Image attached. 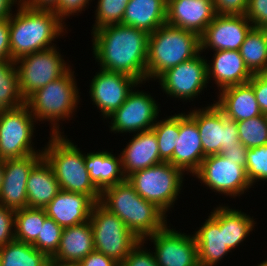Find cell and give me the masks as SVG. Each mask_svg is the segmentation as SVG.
<instances>
[{"mask_svg":"<svg viewBox=\"0 0 267 266\" xmlns=\"http://www.w3.org/2000/svg\"><path fill=\"white\" fill-rule=\"evenodd\" d=\"M200 132L204 157L221 153L239 141L237 122L228 119L215 104L188 112Z\"/></svg>","mask_w":267,"mask_h":266,"instance_id":"7c38bea8","label":"cell"},{"mask_svg":"<svg viewBox=\"0 0 267 266\" xmlns=\"http://www.w3.org/2000/svg\"><path fill=\"white\" fill-rule=\"evenodd\" d=\"M47 214L45 209L22 208L15 211V240L33 244L40 234Z\"/></svg>","mask_w":267,"mask_h":266,"instance_id":"836d02e7","label":"cell"},{"mask_svg":"<svg viewBox=\"0 0 267 266\" xmlns=\"http://www.w3.org/2000/svg\"><path fill=\"white\" fill-rule=\"evenodd\" d=\"M94 240L91 223L63 228L56 254L58 262H80L94 251Z\"/></svg>","mask_w":267,"mask_h":266,"instance_id":"83f0119b","label":"cell"},{"mask_svg":"<svg viewBox=\"0 0 267 266\" xmlns=\"http://www.w3.org/2000/svg\"><path fill=\"white\" fill-rule=\"evenodd\" d=\"M62 231L63 228L60 225L47 217L41 225L37 240L32 245L47 257H53L59 247Z\"/></svg>","mask_w":267,"mask_h":266,"instance_id":"74e56055","label":"cell"},{"mask_svg":"<svg viewBox=\"0 0 267 266\" xmlns=\"http://www.w3.org/2000/svg\"><path fill=\"white\" fill-rule=\"evenodd\" d=\"M89 222L93 231L94 249L119 264L140 242L123 221L100 202L92 207Z\"/></svg>","mask_w":267,"mask_h":266,"instance_id":"ba28073f","label":"cell"},{"mask_svg":"<svg viewBox=\"0 0 267 266\" xmlns=\"http://www.w3.org/2000/svg\"><path fill=\"white\" fill-rule=\"evenodd\" d=\"M252 27L246 15L216 14L200 36L201 52L208 47L214 51L240 50Z\"/></svg>","mask_w":267,"mask_h":266,"instance_id":"e0dca14e","label":"cell"},{"mask_svg":"<svg viewBox=\"0 0 267 266\" xmlns=\"http://www.w3.org/2000/svg\"><path fill=\"white\" fill-rule=\"evenodd\" d=\"M253 27L264 28L267 26V0H248L245 13Z\"/></svg>","mask_w":267,"mask_h":266,"instance_id":"b9f144b4","label":"cell"},{"mask_svg":"<svg viewBox=\"0 0 267 266\" xmlns=\"http://www.w3.org/2000/svg\"><path fill=\"white\" fill-rule=\"evenodd\" d=\"M20 0H0V20L9 18L12 14L11 7ZM11 12V13H10Z\"/></svg>","mask_w":267,"mask_h":266,"instance_id":"f907efd6","label":"cell"},{"mask_svg":"<svg viewBox=\"0 0 267 266\" xmlns=\"http://www.w3.org/2000/svg\"><path fill=\"white\" fill-rule=\"evenodd\" d=\"M219 91V99L215 104L228 119L238 122L262 115L253 87L249 83L229 86Z\"/></svg>","mask_w":267,"mask_h":266,"instance_id":"cb8c5ba5","label":"cell"},{"mask_svg":"<svg viewBox=\"0 0 267 266\" xmlns=\"http://www.w3.org/2000/svg\"><path fill=\"white\" fill-rule=\"evenodd\" d=\"M3 174H4L3 160H0V188L3 182Z\"/></svg>","mask_w":267,"mask_h":266,"instance_id":"db71d44e","label":"cell"},{"mask_svg":"<svg viewBox=\"0 0 267 266\" xmlns=\"http://www.w3.org/2000/svg\"><path fill=\"white\" fill-rule=\"evenodd\" d=\"M204 159L197 123L189 114L181 113L179 138H177L173 157L168 162L194 176Z\"/></svg>","mask_w":267,"mask_h":266,"instance_id":"ffe728a7","label":"cell"},{"mask_svg":"<svg viewBox=\"0 0 267 266\" xmlns=\"http://www.w3.org/2000/svg\"><path fill=\"white\" fill-rule=\"evenodd\" d=\"M144 242L141 240L128 254L120 266H158L153 252L142 248Z\"/></svg>","mask_w":267,"mask_h":266,"instance_id":"60d3db41","label":"cell"},{"mask_svg":"<svg viewBox=\"0 0 267 266\" xmlns=\"http://www.w3.org/2000/svg\"><path fill=\"white\" fill-rule=\"evenodd\" d=\"M48 145L42 150L43 158L52 167L60 189L82 193L95 203L100 202L101 191L90 179L85 167V154L62 134L50 135Z\"/></svg>","mask_w":267,"mask_h":266,"instance_id":"5b68a950","label":"cell"},{"mask_svg":"<svg viewBox=\"0 0 267 266\" xmlns=\"http://www.w3.org/2000/svg\"><path fill=\"white\" fill-rule=\"evenodd\" d=\"M129 0H98L95 24L92 31L108 25L122 24Z\"/></svg>","mask_w":267,"mask_h":266,"instance_id":"8d00e7d4","label":"cell"},{"mask_svg":"<svg viewBox=\"0 0 267 266\" xmlns=\"http://www.w3.org/2000/svg\"><path fill=\"white\" fill-rule=\"evenodd\" d=\"M15 65L21 94L25 100L36 90L60 78L70 69L56 47L26 54L15 60Z\"/></svg>","mask_w":267,"mask_h":266,"instance_id":"30bf717a","label":"cell"},{"mask_svg":"<svg viewBox=\"0 0 267 266\" xmlns=\"http://www.w3.org/2000/svg\"><path fill=\"white\" fill-rule=\"evenodd\" d=\"M18 6L9 17L11 60L55 47L52 41L64 33L65 22L52 9H34L21 2Z\"/></svg>","mask_w":267,"mask_h":266,"instance_id":"7a4b0ae2","label":"cell"},{"mask_svg":"<svg viewBox=\"0 0 267 266\" xmlns=\"http://www.w3.org/2000/svg\"><path fill=\"white\" fill-rule=\"evenodd\" d=\"M81 266H120L113 258L104 255L96 250L88 254L79 262Z\"/></svg>","mask_w":267,"mask_h":266,"instance_id":"c3c4849f","label":"cell"},{"mask_svg":"<svg viewBox=\"0 0 267 266\" xmlns=\"http://www.w3.org/2000/svg\"><path fill=\"white\" fill-rule=\"evenodd\" d=\"M42 158V154H33L23 158L3 160L4 174L0 188V205L14 211L28 207L26 191L28 176Z\"/></svg>","mask_w":267,"mask_h":266,"instance_id":"ac0fdd59","label":"cell"},{"mask_svg":"<svg viewBox=\"0 0 267 266\" xmlns=\"http://www.w3.org/2000/svg\"><path fill=\"white\" fill-rule=\"evenodd\" d=\"M249 215L228 206H219V228L223 231L224 243L231 251L244 241L256 222Z\"/></svg>","mask_w":267,"mask_h":266,"instance_id":"f546056e","label":"cell"},{"mask_svg":"<svg viewBox=\"0 0 267 266\" xmlns=\"http://www.w3.org/2000/svg\"><path fill=\"white\" fill-rule=\"evenodd\" d=\"M216 13L213 0H167L166 23L201 36Z\"/></svg>","mask_w":267,"mask_h":266,"instance_id":"d6986e66","label":"cell"},{"mask_svg":"<svg viewBox=\"0 0 267 266\" xmlns=\"http://www.w3.org/2000/svg\"><path fill=\"white\" fill-rule=\"evenodd\" d=\"M60 190L52 167L42 158L28 176L26 185L28 208L44 209Z\"/></svg>","mask_w":267,"mask_h":266,"instance_id":"4316f807","label":"cell"},{"mask_svg":"<svg viewBox=\"0 0 267 266\" xmlns=\"http://www.w3.org/2000/svg\"><path fill=\"white\" fill-rule=\"evenodd\" d=\"M167 0H129L122 24L148 34L166 23Z\"/></svg>","mask_w":267,"mask_h":266,"instance_id":"484cf974","label":"cell"},{"mask_svg":"<svg viewBox=\"0 0 267 266\" xmlns=\"http://www.w3.org/2000/svg\"><path fill=\"white\" fill-rule=\"evenodd\" d=\"M194 175L210 190L231 197L240 196L252 187L246 168L222 154L205 157Z\"/></svg>","mask_w":267,"mask_h":266,"instance_id":"8fae6325","label":"cell"},{"mask_svg":"<svg viewBox=\"0 0 267 266\" xmlns=\"http://www.w3.org/2000/svg\"><path fill=\"white\" fill-rule=\"evenodd\" d=\"M158 108L150 94L132 90L123 105L107 117L111 119L110 130L114 133L135 134L151 130L158 117Z\"/></svg>","mask_w":267,"mask_h":266,"instance_id":"5bb4252c","label":"cell"},{"mask_svg":"<svg viewBox=\"0 0 267 266\" xmlns=\"http://www.w3.org/2000/svg\"><path fill=\"white\" fill-rule=\"evenodd\" d=\"M72 69L60 78L36 90L26 99L35 120H50L52 135L61 134L59 120L69 119L79 104V91Z\"/></svg>","mask_w":267,"mask_h":266,"instance_id":"8992f818","label":"cell"},{"mask_svg":"<svg viewBox=\"0 0 267 266\" xmlns=\"http://www.w3.org/2000/svg\"><path fill=\"white\" fill-rule=\"evenodd\" d=\"M262 29H263V31H264V33H265V36H266V39H267V26L264 27V28H262Z\"/></svg>","mask_w":267,"mask_h":266,"instance_id":"9f6ffc18","label":"cell"},{"mask_svg":"<svg viewBox=\"0 0 267 266\" xmlns=\"http://www.w3.org/2000/svg\"><path fill=\"white\" fill-rule=\"evenodd\" d=\"M258 266H267V260H265L262 263L258 264Z\"/></svg>","mask_w":267,"mask_h":266,"instance_id":"11a10c76","label":"cell"},{"mask_svg":"<svg viewBox=\"0 0 267 266\" xmlns=\"http://www.w3.org/2000/svg\"><path fill=\"white\" fill-rule=\"evenodd\" d=\"M248 83L253 87L262 114L267 115V72L252 75Z\"/></svg>","mask_w":267,"mask_h":266,"instance_id":"7bdbcfd3","label":"cell"},{"mask_svg":"<svg viewBox=\"0 0 267 266\" xmlns=\"http://www.w3.org/2000/svg\"><path fill=\"white\" fill-rule=\"evenodd\" d=\"M133 136L120 154L126 178L135 171L164 162L159 156L158 141L152 129L138 132Z\"/></svg>","mask_w":267,"mask_h":266,"instance_id":"7402d4cb","label":"cell"},{"mask_svg":"<svg viewBox=\"0 0 267 266\" xmlns=\"http://www.w3.org/2000/svg\"><path fill=\"white\" fill-rule=\"evenodd\" d=\"M239 51L252 75L267 72V39L262 28L252 27Z\"/></svg>","mask_w":267,"mask_h":266,"instance_id":"4dcf8cb0","label":"cell"},{"mask_svg":"<svg viewBox=\"0 0 267 266\" xmlns=\"http://www.w3.org/2000/svg\"><path fill=\"white\" fill-rule=\"evenodd\" d=\"M216 14L245 15L248 0H213Z\"/></svg>","mask_w":267,"mask_h":266,"instance_id":"ee69618b","label":"cell"},{"mask_svg":"<svg viewBox=\"0 0 267 266\" xmlns=\"http://www.w3.org/2000/svg\"><path fill=\"white\" fill-rule=\"evenodd\" d=\"M220 154L227 159L236 161L237 164L242 165L243 167L246 166L247 148L240 141H238L235 146L222 148Z\"/></svg>","mask_w":267,"mask_h":266,"instance_id":"7dc6e473","label":"cell"},{"mask_svg":"<svg viewBox=\"0 0 267 266\" xmlns=\"http://www.w3.org/2000/svg\"><path fill=\"white\" fill-rule=\"evenodd\" d=\"M39 266H58V261L54 257H46Z\"/></svg>","mask_w":267,"mask_h":266,"instance_id":"816d5d0a","label":"cell"},{"mask_svg":"<svg viewBox=\"0 0 267 266\" xmlns=\"http://www.w3.org/2000/svg\"><path fill=\"white\" fill-rule=\"evenodd\" d=\"M183 174L184 172L173 164L162 162L135 171L126 180L143 199L156 204L166 213L180 194Z\"/></svg>","mask_w":267,"mask_h":266,"instance_id":"52a82bcc","label":"cell"},{"mask_svg":"<svg viewBox=\"0 0 267 266\" xmlns=\"http://www.w3.org/2000/svg\"><path fill=\"white\" fill-rule=\"evenodd\" d=\"M25 103L15 61H0V111L13 110Z\"/></svg>","mask_w":267,"mask_h":266,"instance_id":"1f68e13d","label":"cell"},{"mask_svg":"<svg viewBox=\"0 0 267 266\" xmlns=\"http://www.w3.org/2000/svg\"><path fill=\"white\" fill-rule=\"evenodd\" d=\"M34 120L26 104L13 110L0 111V160L42 154L32 146Z\"/></svg>","mask_w":267,"mask_h":266,"instance_id":"9c48e42d","label":"cell"},{"mask_svg":"<svg viewBox=\"0 0 267 266\" xmlns=\"http://www.w3.org/2000/svg\"><path fill=\"white\" fill-rule=\"evenodd\" d=\"M208 217L194 234L199 266H216L231 252L224 243L223 231L219 228V207L215 208Z\"/></svg>","mask_w":267,"mask_h":266,"instance_id":"603a6c76","label":"cell"},{"mask_svg":"<svg viewBox=\"0 0 267 266\" xmlns=\"http://www.w3.org/2000/svg\"><path fill=\"white\" fill-rule=\"evenodd\" d=\"M20 2L34 9H53L59 0H20Z\"/></svg>","mask_w":267,"mask_h":266,"instance_id":"681fc988","label":"cell"},{"mask_svg":"<svg viewBox=\"0 0 267 266\" xmlns=\"http://www.w3.org/2000/svg\"><path fill=\"white\" fill-rule=\"evenodd\" d=\"M139 83L126 74L100 69L90 84V99L102 112L103 118L109 117L126 101L128 94Z\"/></svg>","mask_w":267,"mask_h":266,"instance_id":"2e32d148","label":"cell"},{"mask_svg":"<svg viewBox=\"0 0 267 266\" xmlns=\"http://www.w3.org/2000/svg\"><path fill=\"white\" fill-rule=\"evenodd\" d=\"M152 130L158 141L159 156L164 162H168L173 157L177 138H179L180 114L156 121Z\"/></svg>","mask_w":267,"mask_h":266,"instance_id":"e575fe53","label":"cell"},{"mask_svg":"<svg viewBox=\"0 0 267 266\" xmlns=\"http://www.w3.org/2000/svg\"><path fill=\"white\" fill-rule=\"evenodd\" d=\"M15 240V211L0 205V247Z\"/></svg>","mask_w":267,"mask_h":266,"instance_id":"ab89813d","label":"cell"},{"mask_svg":"<svg viewBox=\"0 0 267 266\" xmlns=\"http://www.w3.org/2000/svg\"><path fill=\"white\" fill-rule=\"evenodd\" d=\"M58 266H81L79 262H58Z\"/></svg>","mask_w":267,"mask_h":266,"instance_id":"f5cc1de1","label":"cell"},{"mask_svg":"<svg viewBox=\"0 0 267 266\" xmlns=\"http://www.w3.org/2000/svg\"><path fill=\"white\" fill-rule=\"evenodd\" d=\"M148 237L155 246L153 255L158 266H199L194 234L186 235L166 226Z\"/></svg>","mask_w":267,"mask_h":266,"instance_id":"9a60e30c","label":"cell"},{"mask_svg":"<svg viewBox=\"0 0 267 266\" xmlns=\"http://www.w3.org/2000/svg\"><path fill=\"white\" fill-rule=\"evenodd\" d=\"M91 0H59L58 4L52 9L62 20L75 13H79L89 5Z\"/></svg>","mask_w":267,"mask_h":266,"instance_id":"f6af8a7d","label":"cell"},{"mask_svg":"<svg viewBox=\"0 0 267 266\" xmlns=\"http://www.w3.org/2000/svg\"><path fill=\"white\" fill-rule=\"evenodd\" d=\"M94 204L85 194L60 190L44 209L47 217L66 228L88 222Z\"/></svg>","mask_w":267,"mask_h":266,"instance_id":"44dd1931","label":"cell"},{"mask_svg":"<svg viewBox=\"0 0 267 266\" xmlns=\"http://www.w3.org/2000/svg\"><path fill=\"white\" fill-rule=\"evenodd\" d=\"M46 257L32 244L16 240L0 247V266H39Z\"/></svg>","mask_w":267,"mask_h":266,"instance_id":"d6a6232c","label":"cell"},{"mask_svg":"<svg viewBox=\"0 0 267 266\" xmlns=\"http://www.w3.org/2000/svg\"><path fill=\"white\" fill-rule=\"evenodd\" d=\"M92 34V50L100 69L146 82L149 36L146 31L120 23L96 29Z\"/></svg>","mask_w":267,"mask_h":266,"instance_id":"6da1fadb","label":"cell"},{"mask_svg":"<svg viewBox=\"0 0 267 266\" xmlns=\"http://www.w3.org/2000/svg\"><path fill=\"white\" fill-rule=\"evenodd\" d=\"M246 172L253 185L256 181H267V144L247 149Z\"/></svg>","mask_w":267,"mask_h":266,"instance_id":"f35d334b","label":"cell"},{"mask_svg":"<svg viewBox=\"0 0 267 266\" xmlns=\"http://www.w3.org/2000/svg\"><path fill=\"white\" fill-rule=\"evenodd\" d=\"M100 203L116 214L144 243L148 236L167 226L166 213L156 204L143 199L127 180L106 187L101 192Z\"/></svg>","mask_w":267,"mask_h":266,"instance_id":"3957f363","label":"cell"},{"mask_svg":"<svg viewBox=\"0 0 267 266\" xmlns=\"http://www.w3.org/2000/svg\"><path fill=\"white\" fill-rule=\"evenodd\" d=\"M11 60L9 18L0 20V61Z\"/></svg>","mask_w":267,"mask_h":266,"instance_id":"bcb514c9","label":"cell"},{"mask_svg":"<svg viewBox=\"0 0 267 266\" xmlns=\"http://www.w3.org/2000/svg\"><path fill=\"white\" fill-rule=\"evenodd\" d=\"M200 52V36L165 23L148 36L146 80L157 79L169 68L193 59Z\"/></svg>","mask_w":267,"mask_h":266,"instance_id":"277c9868","label":"cell"},{"mask_svg":"<svg viewBox=\"0 0 267 266\" xmlns=\"http://www.w3.org/2000/svg\"><path fill=\"white\" fill-rule=\"evenodd\" d=\"M239 141L247 148L267 144V115L237 122Z\"/></svg>","mask_w":267,"mask_h":266,"instance_id":"d590c367","label":"cell"},{"mask_svg":"<svg viewBox=\"0 0 267 266\" xmlns=\"http://www.w3.org/2000/svg\"><path fill=\"white\" fill-rule=\"evenodd\" d=\"M213 58V63L207 65L208 81L210 77L214 78L215 84L220 87L219 90L248 83L251 79L252 74L247 69L239 50L216 51Z\"/></svg>","mask_w":267,"mask_h":266,"instance_id":"d4e9b609","label":"cell"},{"mask_svg":"<svg viewBox=\"0 0 267 266\" xmlns=\"http://www.w3.org/2000/svg\"><path fill=\"white\" fill-rule=\"evenodd\" d=\"M207 60L201 55L169 68L157 79L161 88L170 97L192 100L207 88Z\"/></svg>","mask_w":267,"mask_h":266,"instance_id":"4fadbf2b","label":"cell"},{"mask_svg":"<svg viewBox=\"0 0 267 266\" xmlns=\"http://www.w3.org/2000/svg\"><path fill=\"white\" fill-rule=\"evenodd\" d=\"M118 157L107 150L85 155V167L90 179L101 192L106 187L126 180L122 170L121 156Z\"/></svg>","mask_w":267,"mask_h":266,"instance_id":"f1b7e54d","label":"cell"}]
</instances>
